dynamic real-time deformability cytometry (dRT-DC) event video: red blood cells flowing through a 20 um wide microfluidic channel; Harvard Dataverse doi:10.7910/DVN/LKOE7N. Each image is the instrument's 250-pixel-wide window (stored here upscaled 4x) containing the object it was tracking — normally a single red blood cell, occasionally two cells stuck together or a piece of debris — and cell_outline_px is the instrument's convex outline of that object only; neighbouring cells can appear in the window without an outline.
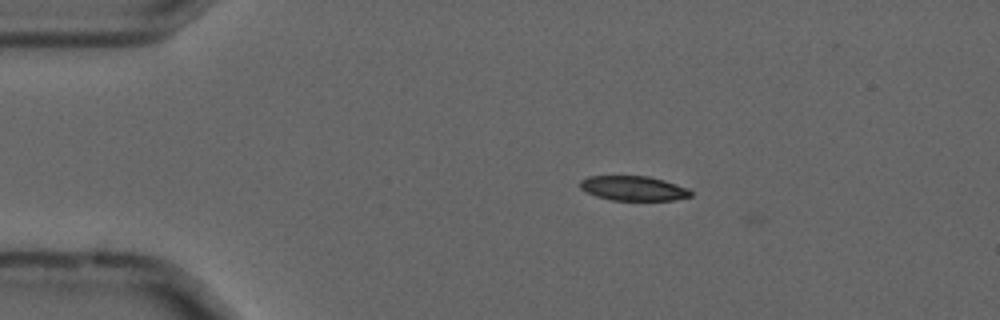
{"species": "common noctule bat (a hibernating species)", "species_latin": "Nyctalus noctula", "temperature_condition": "cold", "stored_images_in_passage": 45, "camera_frame_rate_fps": 3000, "um_per_image_px": 0.085, "animal": {"sex": "male", "forearm_length_mm": 52.5}, "frame": {"image": 1, "passage_image": 1, "time_ms": 0.0, "image_size_px": [1000, 320], "cell_outline_px": [[692, 196], [672, 200], [612, 200], [596, 196], [580, 188], [580, 180], [588, 176], [648, 176], [664, 180], [688, 188], [692, 192]], "centroid_in_image_um": [53.85, 16.0], "position_along_channel_um": 31.2, "area_um2": 15.84}}
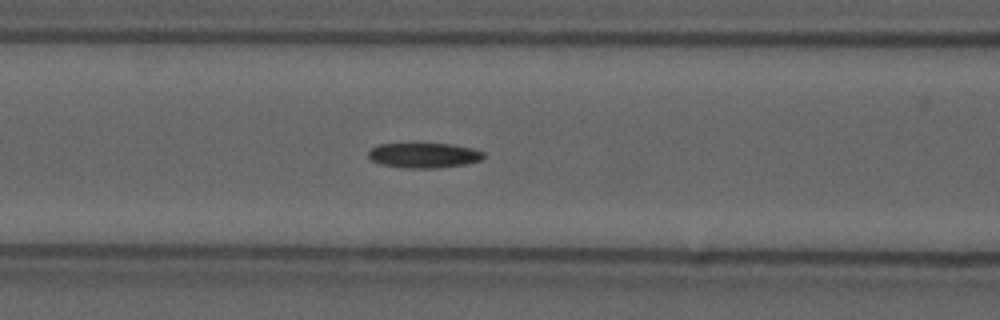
{"frame": {"image": 2, "passage_image": 13, "time_ms": 4.0, "image_size_px": [1000, 320], "cell_outline_px": [[484, 156], [480, 160], [464, 164], [436, 168], [408, 168], [380, 164], [372, 160], [368, 156], [368, 152], [372, 148], [380, 144], [412, 140], [416, 140], [452, 144], [472, 148], [484, 152]], "centroid_in_image_um": [35.99, 13.13], "position_along_channel_um": 130.6, "area_um2": 17.69}}
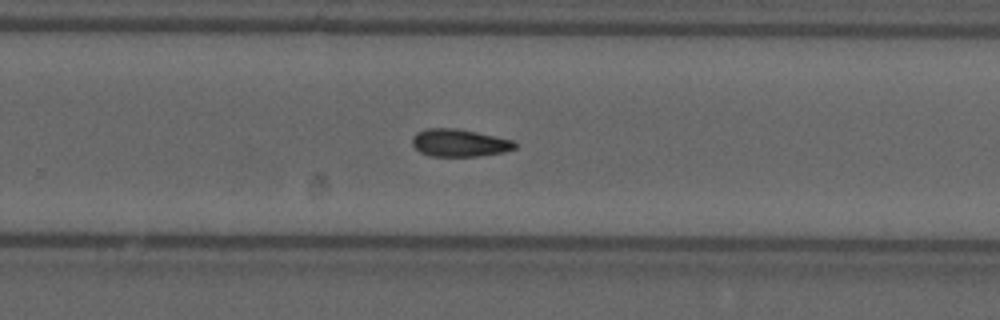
{"frame": {"image": 3, "passage_image": 26, "time_ms": 8.333, "image_size_px": [1000, 320], "cell_outline_px": [[516, 148], [504, 152], [480, 156], [432, 156], [420, 152], [412, 144], [412, 136], [416, 132], [428, 128], [456, 128], [476, 132], [512, 140], [516, 144]], "centroid_in_image_um": [39.03, 12.14], "position_along_channel_um": 290.8, "area_um2": 16.42}}